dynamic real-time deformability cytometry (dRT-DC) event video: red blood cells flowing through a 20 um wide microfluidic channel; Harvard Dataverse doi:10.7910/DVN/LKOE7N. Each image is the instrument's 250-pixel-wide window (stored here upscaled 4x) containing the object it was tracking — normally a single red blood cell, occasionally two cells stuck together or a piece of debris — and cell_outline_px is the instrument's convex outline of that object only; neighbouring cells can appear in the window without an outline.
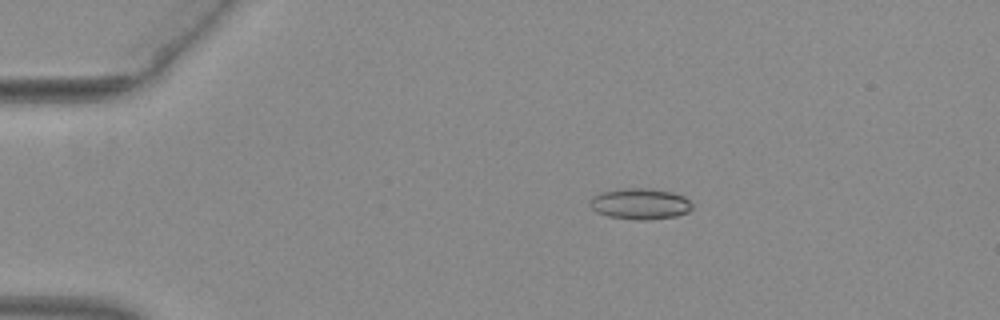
{"species": "common noctule bat (a hibernating species)", "species_latin": "Nyctalus noctula", "temperature_condition": "warm", "stored_images_in_passage": 52, "camera_frame_rate_fps": 3000, "um_per_image_px": 0.085, "animal": {"sex": "female", "body_mass_g": 29.2, "forearm_length_mm": 56.3}, "frame": {"image": 1, "passage_image": 10, "time_ms": 3.0, "image_size_px": [1000, 320], "cell_outline_px": [[692, 208], [688, 212], [676, 216], [644, 220], [640, 220], [608, 216], [596, 212], [588, 204], [588, 200], [592, 196], [600, 192], [624, 188], [652, 188], [672, 192], [684, 196], [692, 204]], "centroid_in_image_um": [54.38, 17.31], "position_along_channel_um": 30.6, "area_um2": 18.61}}
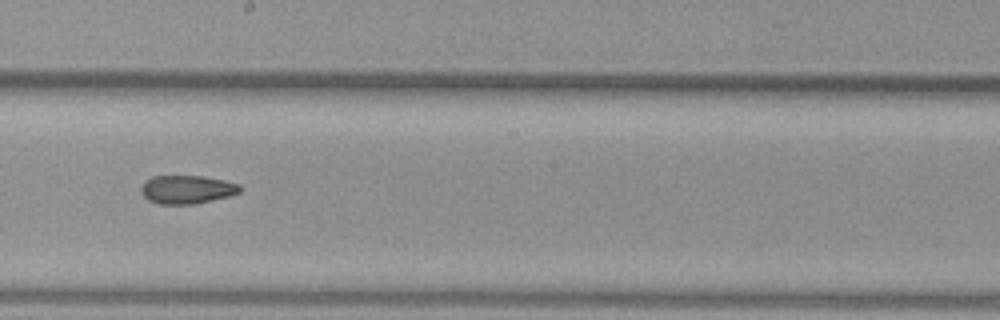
{"frame": {"image": 2, "passage_image": 30, "time_ms": 9.667, "image_size_px": [1000, 320], "cell_outline_px": [[240, 192], [232, 196], [196, 204], [160, 204], [148, 200], [140, 192], [140, 188], [152, 176], [204, 176], [224, 180], [240, 184]], "centroid_in_image_um": [15.93, 16.11], "position_along_channel_um": 232.3, "area_um2": 16.47}}
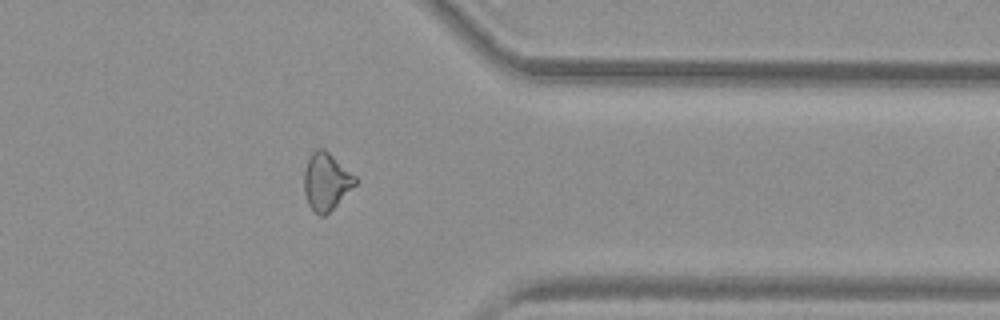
{"frame": {"image": 3, "passage_image": 42, "time_ms": 13.667, "image_size_px": [1000, 320], "cell_outline_px": [[356, 184], [324, 216], [320, 216], [312, 212], [308, 204], [304, 192], [304, 172], [308, 160], [312, 152], [316, 148], [324, 148], [356, 176]], "centroid_in_image_um": [27.7, 15.43], "position_along_channel_um": 383.7, "area_um2": 16.94}, "authors_computed_cell_mechanics": {"area_um2": 17.5423, "velocity_mm_per_s": 4.0099, "shape_relaxation_time_tau1_ms": null, "shape_relaxation_time_tau2_ms": 5.2558, "deformation_change_tau1": null, "deformation_change_tau2": 0.1145}}